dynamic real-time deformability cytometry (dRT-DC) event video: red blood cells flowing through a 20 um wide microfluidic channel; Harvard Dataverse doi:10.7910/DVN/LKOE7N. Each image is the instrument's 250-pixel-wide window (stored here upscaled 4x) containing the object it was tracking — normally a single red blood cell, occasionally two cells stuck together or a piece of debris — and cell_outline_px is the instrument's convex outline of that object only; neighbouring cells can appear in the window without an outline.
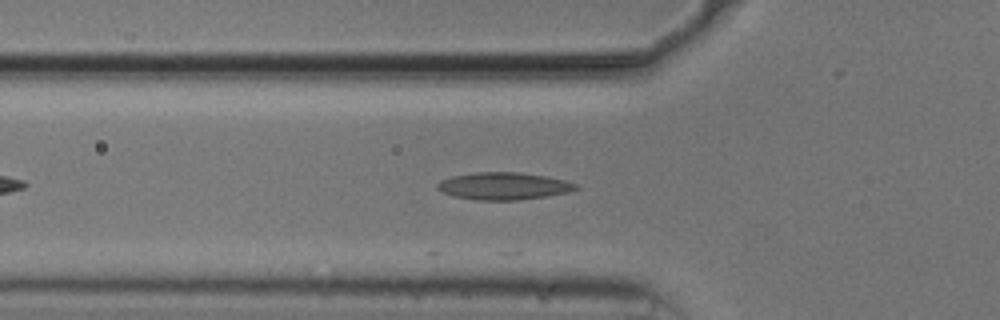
{"species": "common noctule bat (a hibernating species)", "species_latin": "Nyctalus noctula", "temperature_condition": "cold", "stored_images_in_passage": 23, "camera_frame_rate_fps": 3000, "um_per_image_px": 0.085, "animal": {"sex": "male", "body_mass_g": 20.5, "forearm_length_mm": 52.5}, "frame": {"image": 1, "passage_image": 9, "time_ms": 2.667, "image_size_px": [1000, 320], "cell_outline_px": [[580, 188], [568, 192], [544, 196], [516, 200], [476, 200], [452, 196], [436, 188], [436, 184], [440, 180], [452, 176], [472, 172], [516, 172], [548, 176], [564, 180], [576, 184]], "centroid_in_image_um": [42.77, 15.8], "position_along_channel_um": 83.0, "area_um2": 22.02}}
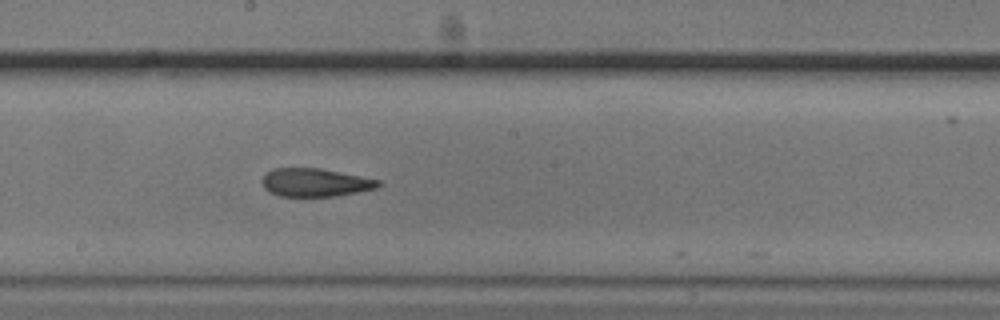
{"frame": {"image": 2, "passage_image": 20, "time_ms": 6.333, "image_size_px": [1000, 320], "cell_outline_px": [[384, 184], [380, 188], [336, 196], [280, 196], [268, 192], [264, 188], [264, 176], [272, 168], [320, 168], [380, 180]], "centroid_in_image_um": [26.86, 15.52], "position_along_channel_um": 221.3, "area_um2": 19.13}}